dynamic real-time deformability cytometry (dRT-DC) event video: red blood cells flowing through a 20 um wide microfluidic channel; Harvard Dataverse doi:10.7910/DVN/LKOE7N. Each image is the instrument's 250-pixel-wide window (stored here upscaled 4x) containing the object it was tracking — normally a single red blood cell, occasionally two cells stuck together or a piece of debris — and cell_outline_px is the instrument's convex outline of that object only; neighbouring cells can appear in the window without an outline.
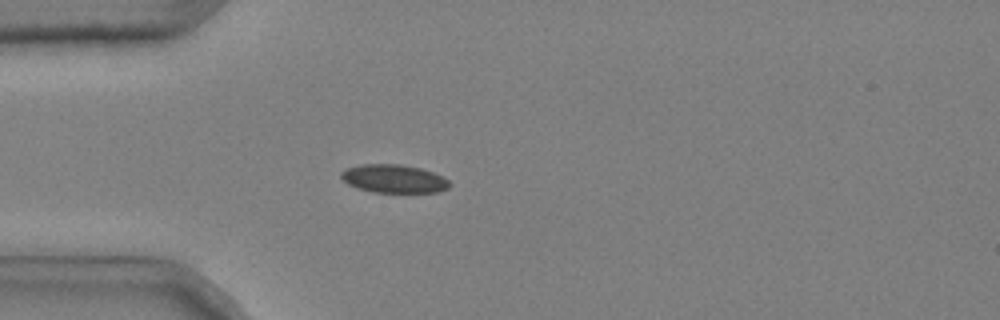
{"species": "common noctule bat (a hibernating species)", "species_latin": "Nyctalus noctula", "temperature_condition": "cold", "stored_images_in_passage": 48, "camera_frame_rate_fps": 3000, "um_per_image_px": 0.085, "animal": {"sex": "male", "body_mass_g": 20.4}, "frame": {"image": 1, "passage_image": 11, "time_ms": 3.333, "image_size_px": [1000, 320], "cell_outline_px": [[452, 184], [448, 188], [440, 192], [372, 192], [356, 188], [348, 184], [340, 176], [340, 172], [348, 168], [360, 164], [400, 164], [420, 168], [432, 172], [448, 180]], "centroid_in_image_um": [33.47, 15.19], "position_along_channel_um": 51.5, "area_um2": 17.86}}
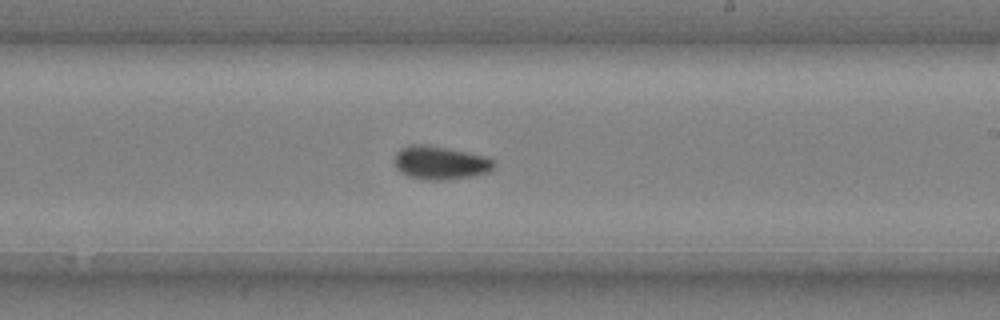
{"frame": {"image": 2, "passage_image": 28, "time_ms": 9.0, "image_size_px": [1000, 320], "cell_outline_px": [[496, 164], [488, 172], [472, 176], [448, 180], [428, 180], [408, 176], [400, 172], [396, 168], [392, 160], [396, 152], [400, 148], [412, 144], [420, 144], [444, 148], [488, 156], [496, 160]], "centroid_in_image_um": [37.41, 13.84], "position_along_channel_um": 251.6, "area_um2": 19.54}}
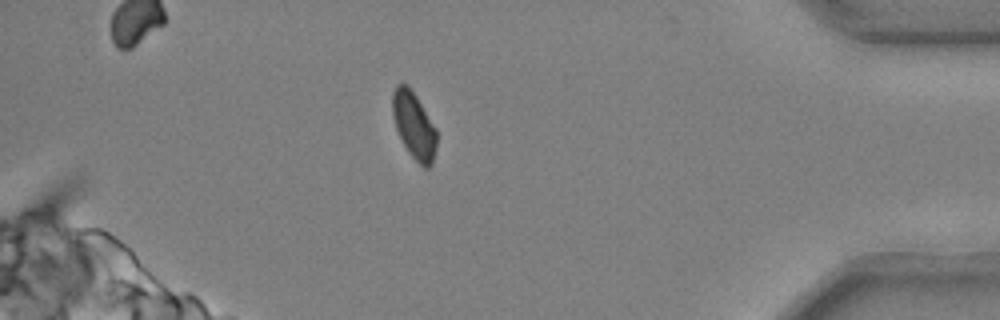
{"frame": {"image": 3, "passage_image": 43, "time_ms": 14.0, "image_size_px": [1000, 320], "cell_outline_px": [[436, 148], [432, 164], [428, 168], [424, 168], [408, 152], [396, 128], [392, 116], [392, 92], [396, 84], [408, 84], [416, 96], [436, 128]], "centroid_in_image_um": [35.17, 10.64], "position_along_channel_um": 400.0, "area_um2": 17.11}, "authors_computed_cell_mechanics": {"area_um2": 17.8313, "velocity_mm_per_s": 3.6817, "shape_relaxation_time_tau1_ms": null, "shape_relaxation_time_tau2_ms": 4.6562, "deformation_change_tau1": null, "deformation_change_tau2": 0.0636}}